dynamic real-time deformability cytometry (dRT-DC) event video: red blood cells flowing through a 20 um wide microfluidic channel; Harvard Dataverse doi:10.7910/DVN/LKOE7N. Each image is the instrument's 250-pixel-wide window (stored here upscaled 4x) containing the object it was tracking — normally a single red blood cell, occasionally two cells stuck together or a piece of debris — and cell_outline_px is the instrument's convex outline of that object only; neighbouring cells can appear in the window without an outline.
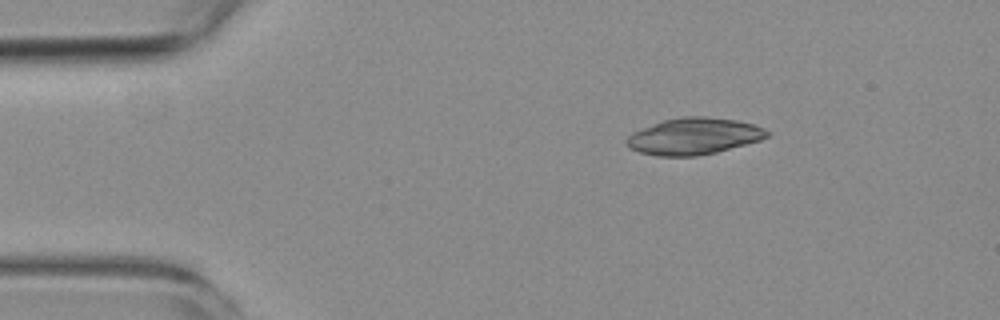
{"species": "common noctule bat (a hibernating species)", "species_latin": "Nyctalus noctula", "temperature_condition": "room temperature", "stored_images_in_passage": 2, "camera_frame_rate_fps": 3000, "um_per_image_px": 0.085, "animal": {"sex": "female", "body_mass_g": 19.3, "forearm_length_mm": 54.1}, "frame": {"image": 1, "passage_image": 1, "time_ms": 0.0, "image_size_px": [1000, 320], "cell_outline_px": [[772, 132], [768, 136], [760, 140], [716, 152], [696, 156], [656, 156], [640, 152], [628, 148], [624, 140], [632, 132], [664, 120], [680, 116], [704, 116], [736, 120], [752, 124], [764, 128]], "centroid_in_image_um": [58.96, 11.58], "position_along_channel_um": 26.0, "area_um2": 30.0}}